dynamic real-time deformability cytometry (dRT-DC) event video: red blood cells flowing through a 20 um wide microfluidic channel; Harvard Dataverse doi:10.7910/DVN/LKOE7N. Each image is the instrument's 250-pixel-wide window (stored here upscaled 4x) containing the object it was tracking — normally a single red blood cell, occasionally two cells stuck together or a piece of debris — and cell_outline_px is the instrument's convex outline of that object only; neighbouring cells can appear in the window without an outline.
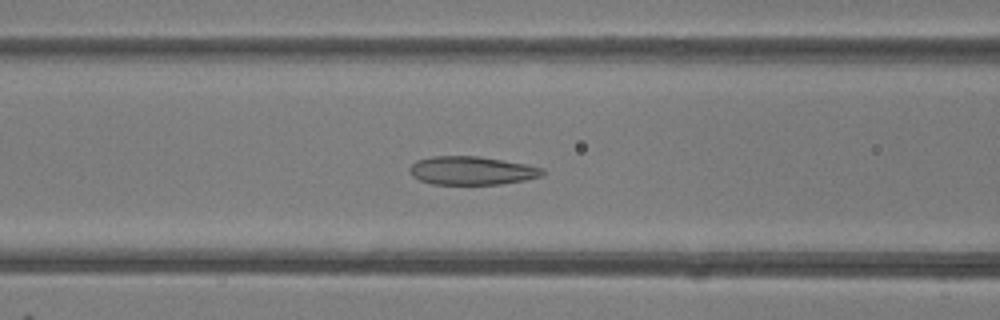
{"species": "common noctule bat (a hibernating species)", "species_latin": "Nyctalus noctula", "temperature_condition": "room temperature", "stored_images_in_passage": 48, "camera_frame_rate_fps": 3000, "um_per_image_px": 0.085, "animal": {"sex": "female"}, "frame": {"image": 1, "passage_image": 19, "time_ms": 6.0, "image_size_px": [1000, 320], "cell_outline_px": [[544, 172], [540, 176], [524, 180], [500, 184], [432, 184], [420, 180], [412, 176], [408, 172], [408, 168], [416, 160], [432, 156], [480, 156], [524, 164], [544, 168]], "centroid_in_image_um": [40.04, 14.5], "position_along_channel_um": 126.6, "area_um2": 21.96}}
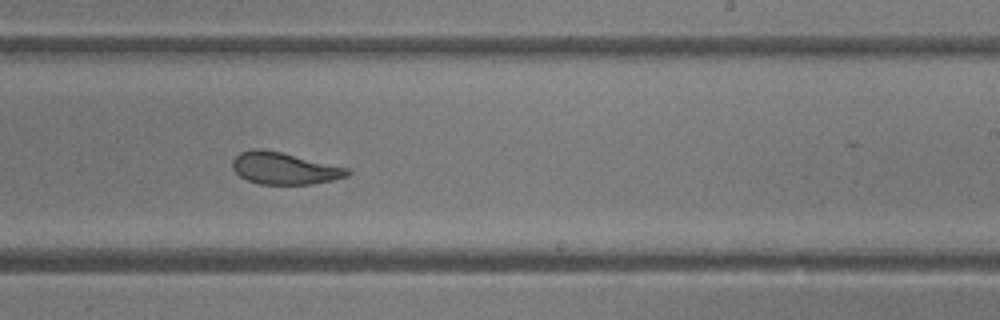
{"frame": {"image": 2, "passage_image": 29, "time_ms": 9.333, "image_size_px": [1000, 320], "cell_outline_px": [[352, 172], [348, 176], [332, 180], [312, 184], [260, 184], [248, 180], [240, 176], [232, 168], [232, 160], [240, 152], [252, 148], [260, 148], [280, 152], [348, 168]], "centroid_in_image_um": [24.15, 14.31], "position_along_channel_um": 264.9, "area_um2": 21.27}}
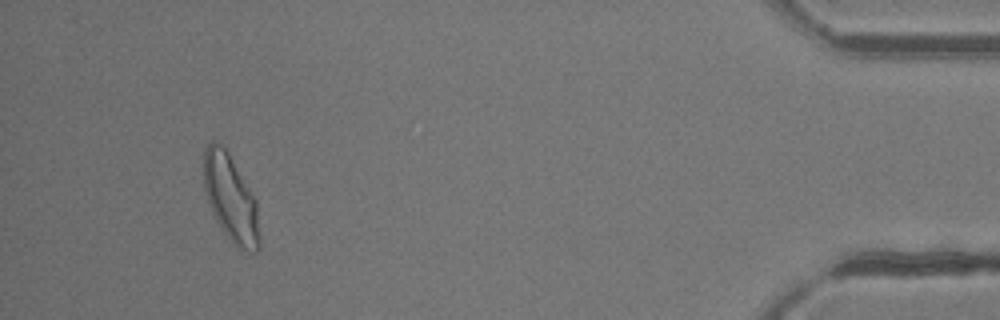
{"frame": {"image": 3, "passage_image": 45, "time_ms": 14.667, "image_size_px": [1000, 320], "cell_outline_px": [[260, 248], [256, 252], [248, 252], [236, 248], [232, 244], [216, 220], [212, 212], [204, 188], [204, 148], [212, 140], [216, 140], [224, 144], [256, 200], [260, 244]], "centroid_in_image_um": [19.61, 16.85], "position_along_channel_um": 415.6, "area_um2": 28.44}, "authors_computed_cell_mechanics": {"area_um2": 25.0563, "velocity_mm_per_s": 4.1659, "shape_relaxation_time_tau1_ms": null, "shape_relaxation_time_tau2_ms": 1.2941, "deformation_change_tau1": null, "deformation_change_tau2": 0.0731}}